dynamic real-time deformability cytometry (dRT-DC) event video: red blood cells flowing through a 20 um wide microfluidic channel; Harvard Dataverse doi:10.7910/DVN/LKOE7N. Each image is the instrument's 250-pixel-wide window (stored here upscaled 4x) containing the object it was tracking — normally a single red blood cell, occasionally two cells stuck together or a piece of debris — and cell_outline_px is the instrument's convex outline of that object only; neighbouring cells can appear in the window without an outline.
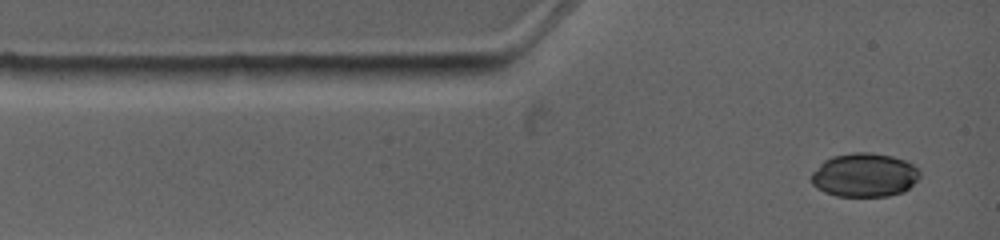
{"species": "common noctule bat (a hibernating species)", "species_latin": "Nyctalus noctula", "temperature_condition": "warm", "stored_images_in_passage": 3, "camera_frame_rate_fps": 4500, "um_per_image_px": 0.085, "animal": {"sex": "female", "body_mass_g": 19.0, "forearm_length_mm": 53.3}, "frame": {"image": 1, "passage_image": 1, "time_ms": 0.0, "image_size_px": [1000, 240], "cell_outline_px": [[920, 176], [904, 192], [888, 196], [836, 196], [824, 192], [816, 188], [812, 184], [812, 172], [824, 160], [832, 156], [852, 152], [868, 152], [892, 156], [904, 160], [912, 164], [920, 172]], "centroid_in_image_um": [73.46, 14.88], "position_along_channel_um": 11.5, "area_um2": 27.69}}
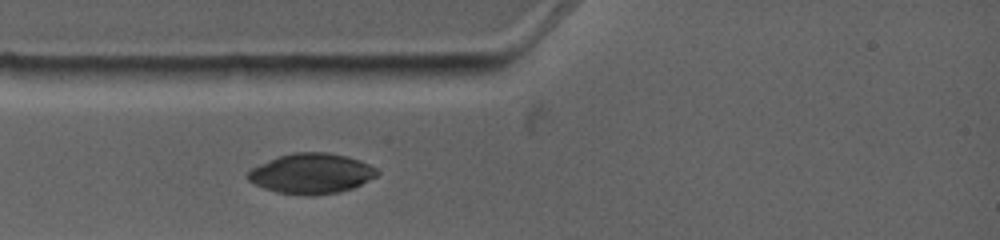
{"frame": {"image": 2, "passage_image": 3, "time_ms": 2.0, "image_size_px": [1000, 240], "cell_outline_px": [[380, 172], [376, 176], [352, 188], [340, 192], [316, 196], [304, 196], [276, 192], [264, 188], [248, 180], [248, 172], [252, 168], [276, 156], [292, 152], [328, 152], [348, 156], [360, 160], [376, 168]], "centroid_in_image_um": [26.47, 14.75], "position_along_channel_um": 58.5, "area_um2": 30.52}}